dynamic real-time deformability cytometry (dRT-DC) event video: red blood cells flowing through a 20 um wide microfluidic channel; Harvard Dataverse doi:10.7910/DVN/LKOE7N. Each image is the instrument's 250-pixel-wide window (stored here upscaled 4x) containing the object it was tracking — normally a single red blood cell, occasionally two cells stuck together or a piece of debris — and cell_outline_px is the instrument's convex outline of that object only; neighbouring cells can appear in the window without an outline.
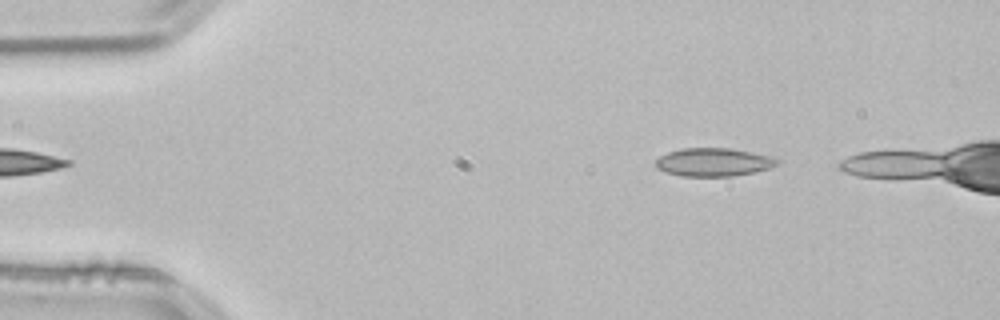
{"species": "common noctule bat (a hibernating species)", "species_latin": "Nyctalus noctula", "temperature_condition": "room temperature", "stored_images_in_passage": 41, "camera_frame_rate_fps": 3000, "um_per_image_px": 0.085, "animal": {"sex": "male", "body_mass_g": 21.5, "forearm_length_mm": 52.0}, "frame": {"image": 1, "passage_image": 2, "time_ms": 0.333, "image_size_px": [1000, 320], "cell_outline_px": [[780, 160], [772, 168], [756, 172], [732, 176], [680, 176], [656, 168], [656, 160], [660, 156], [668, 152], [680, 148], [728, 148], [768, 156]], "centroid_in_image_um": [60.63, 13.79], "position_along_channel_um": 24.4, "area_um2": 19.83}}
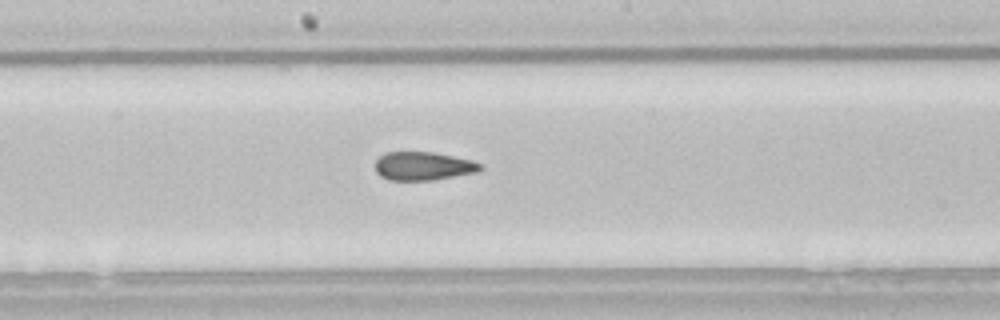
{"frame": {"image": 2, "passage_image": 22, "time_ms": 7.0, "image_size_px": [1000, 320], "cell_outline_px": [[484, 168], [480, 172], [436, 180], [388, 180], [380, 176], [376, 172], [376, 160], [384, 152], [432, 152], [472, 160], [480, 164]], "centroid_in_image_um": [36.0, 14.13], "position_along_channel_um": 212.2, "area_um2": 17.63}}
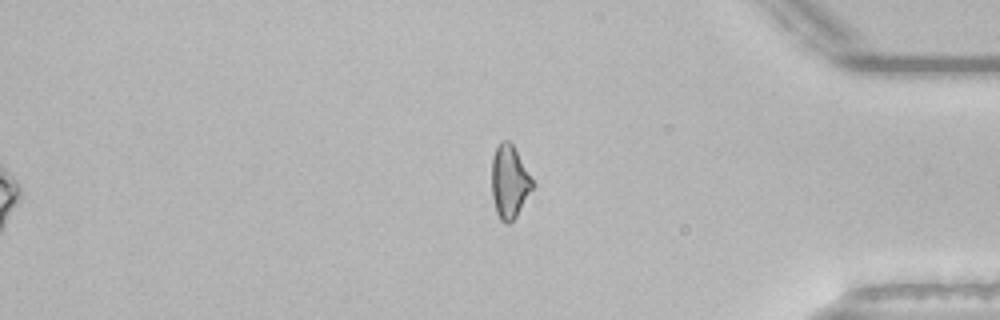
{"frame": {"image": 3, "passage_image": 38, "time_ms": 12.333, "image_size_px": [1000, 320], "cell_outline_px": [[532, 188], [516, 216], [508, 224], [504, 224], [500, 220], [496, 212], [492, 196], [492, 156], [500, 140], [508, 140], [512, 144], [532, 180]], "centroid_in_image_um": [43.25, 15.45], "position_along_channel_um": 391.9, "area_um2": 16.94}, "authors_computed_cell_mechanics": {"area_um2": 18.0336, "velocity_mm_per_s": 3.8494, "shape_relaxation_time_tau1_ms": 10.5657, "shape_relaxation_time_tau2_ms": 1.4562, "deformation_change_tau1": 0.1816, "deformation_change_tau2": 0.0761}}